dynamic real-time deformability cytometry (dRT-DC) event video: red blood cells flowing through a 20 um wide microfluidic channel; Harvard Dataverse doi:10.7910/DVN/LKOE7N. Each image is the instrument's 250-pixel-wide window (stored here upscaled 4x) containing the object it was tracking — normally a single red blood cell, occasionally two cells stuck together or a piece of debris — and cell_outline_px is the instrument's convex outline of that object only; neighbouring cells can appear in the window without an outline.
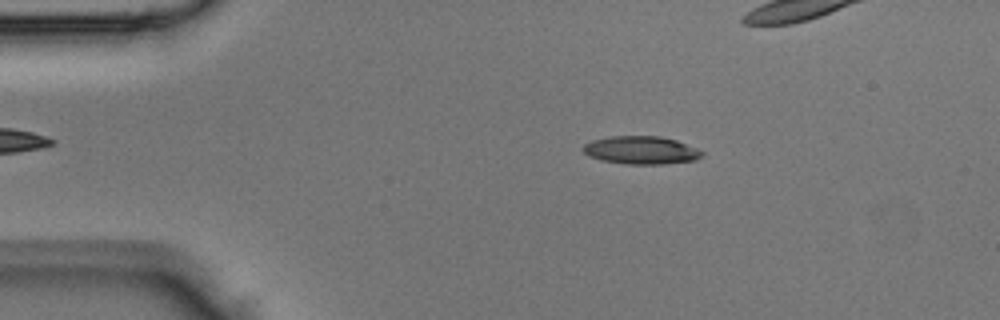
{"species": "Egyptian fruit bat (a non-hibernating species)", "species_latin": "Rousettus aegyptiacus", "temperature_condition": "room temperature", "stored_images_in_passage": 39, "camera_frame_rate_fps": 3000, "um_per_image_px": 0.085, "animal": {"sex": "male"}, "frame": {"image": 1, "passage_image": 3, "time_ms": 0.667, "image_size_px": [1000, 320], "cell_outline_px": [[704, 152], [696, 160], [664, 164], [624, 164], [600, 160], [588, 156], [580, 148], [584, 144], [592, 140], [608, 136], [660, 136], [676, 140], [696, 148]], "centroid_in_image_um": [54.44, 12.76], "position_along_channel_um": 30.6, "area_um2": 19.54}}
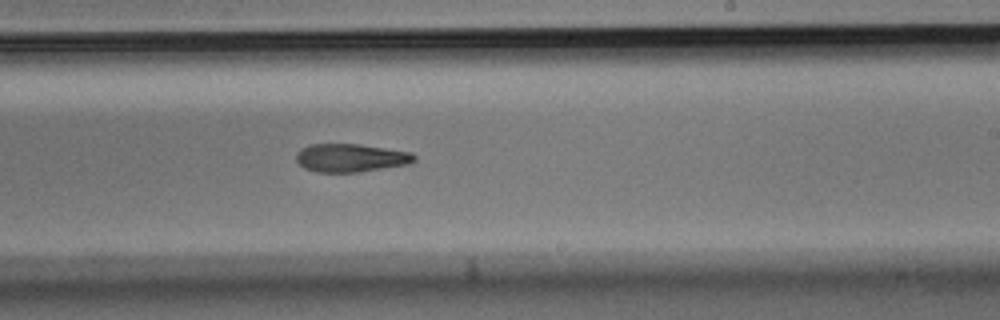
{"frame": {"image": 2, "passage_image": 21, "time_ms": 6.667, "image_size_px": [1000, 320], "cell_outline_px": [[416, 160], [408, 164], [356, 172], [316, 172], [304, 168], [296, 160], [296, 156], [300, 148], [308, 144], [360, 144], [412, 152], [416, 156]], "centroid_in_image_um": [29.8, 13.41], "position_along_channel_um": 259.2, "area_um2": 19.42}}
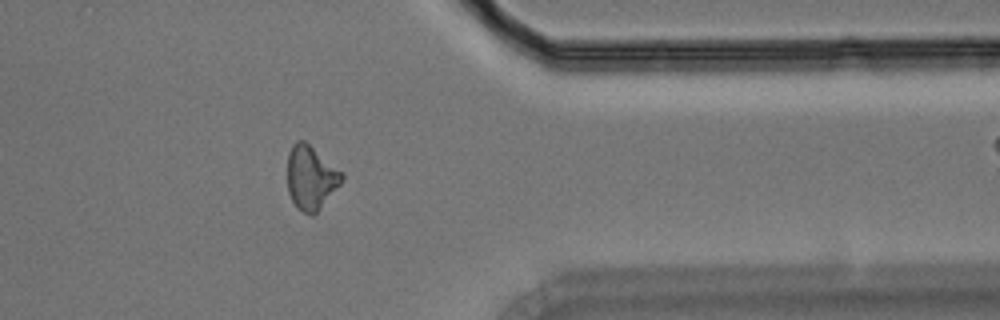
{"frame": {"image": 3, "passage_image": 30, "time_ms": 9.667, "image_size_px": [1000, 320], "cell_outline_px": [[344, 176], [340, 184], [316, 212], [312, 216], [296, 208], [288, 192], [288, 152], [292, 144], [296, 140], [304, 140], [344, 172]], "centroid_in_image_um": [26.42, 15.07], "position_along_channel_um": 385.0, "area_um2": 20.23}}